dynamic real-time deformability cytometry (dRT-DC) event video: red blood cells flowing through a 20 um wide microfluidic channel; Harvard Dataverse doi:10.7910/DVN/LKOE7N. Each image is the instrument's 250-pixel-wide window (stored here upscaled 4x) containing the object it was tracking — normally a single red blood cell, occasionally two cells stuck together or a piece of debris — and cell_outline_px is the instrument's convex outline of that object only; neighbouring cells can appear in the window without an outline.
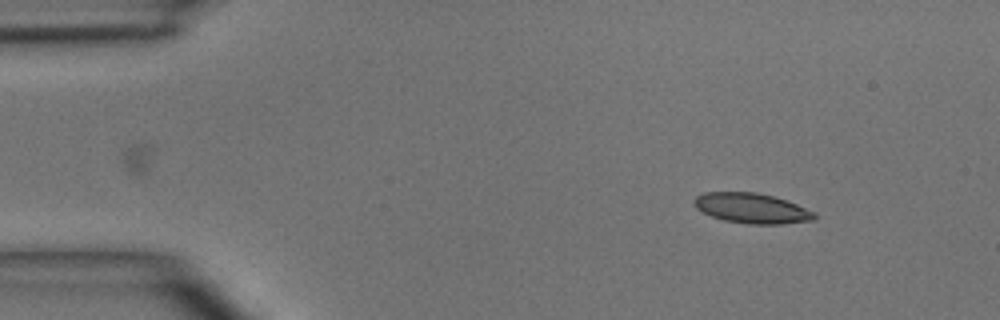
{"species": "common noctule bat (a hibernating species)", "species_latin": "Nyctalus noctula", "temperature_condition": "room temperature", "stored_images_in_passage": 3, "camera_frame_rate_fps": 3000, "um_per_image_px": 0.085, "animal": {"sex": "male", "body_mass_g": 15.6}, "frame": {"image": 1, "passage_image": 1, "time_ms": 0.0, "image_size_px": [1000, 320], "cell_outline_px": [[816, 216], [812, 220], [780, 224], [748, 224], [724, 220], [712, 216], [696, 208], [692, 204], [692, 200], [696, 196], [704, 192], [756, 192], [772, 196], [796, 204], [816, 212]], "centroid_in_image_um": [63.86, 17.69], "position_along_channel_um": 21.1, "area_um2": 21.04}}